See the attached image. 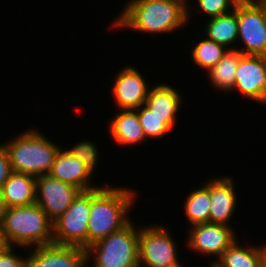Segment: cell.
<instances>
[{
  "label": "cell",
  "instance_id": "14",
  "mask_svg": "<svg viewBox=\"0 0 266 267\" xmlns=\"http://www.w3.org/2000/svg\"><path fill=\"white\" fill-rule=\"evenodd\" d=\"M232 176H221L209 180L210 214L209 222L229 225L236 211V190Z\"/></svg>",
  "mask_w": 266,
  "mask_h": 267
},
{
  "label": "cell",
  "instance_id": "24",
  "mask_svg": "<svg viewBox=\"0 0 266 267\" xmlns=\"http://www.w3.org/2000/svg\"><path fill=\"white\" fill-rule=\"evenodd\" d=\"M146 139L160 138L174 129L176 117H157L145 105L135 109Z\"/></svg>",
  "mask_w": 266,
  "mask_h": 267
},
{
  "label": "cell",
  "instance_id": "19",
  "mask_svg": "<svg viewBox=\"0 0 266 267\" xmlns=\"http://www.w3.org/2000/svg\"><path fill=\"white\" fill-rule=\"evenodd\" d=\"M182 100L179 91L162 83L149 89L144 105L157 117H176Z\"/></svg>",
  "mask_w": 266,
  "mask_h": 267
},
{
  "label": "cell",
  "instance_id": "30",
  "mask_svg": "<svg viewBox=\"0 0 266 267\" xmlns=\"http://www.w3.org/2000/svg\"><path fill=\"white\" fill-rule=\"evenodd\" d=\"M7 211V205L3 199L2 193L0 192V228L3 226L4 218Z\"/></svg>",
  "mask_w": 266,
  "mask_h": 267
},
{
  "label": "cell",
  "instance_id": "11",
  "mask_svg": "<svg viewBox=\"0 0 266 267\" xmlns=\"http://www.w3.org/2000/svg\"><path fill=\"white\" fill-rule=\"evenodd\" d=\"M233 89L266 104V56L240 54Z\"/></svg>",
  "mask_w": 266,
  "mask_h": 267
},
{
  "label": "cell",
  "instance_id": "5",
  "mask_svg": "<svg viewBox=\"0 0 266 267\" xmlns=\"http://www.w3.org/2000/svg\"><path fill=\"white\" fill-rule=\"evenodd\" d=\"M133 221L92 243L87 250L92 267H139V227ZM92 257V258H91Z\"/></svg>",
  "mask_w": 266,
  "mask_h": 267
},
{
  "label": "cell",
  "instance_id": "7",
  "mask_svg": "<svg viewBox=\"0 0 266 267\" xmlns=\"http://www.w3.org/2000/svg\"><path fill=\"white\" fill-rule=\"evenodd\" d=\"M177 245L166 227H139V267H181Z\"/></svg>",
  "mask_w": 266,
  "mask_h": 267
},
{
  "label": "cell",
  "instance_id": "29",
  "mask_svg": "<svg viewBox=\"0 0 266 267\" xmlns=\"http://www.w3.org/2000/svg\"><path fill=\"white\" fill-rule=\"evenodd\" d=\"M11 247V244L6 238V234L3 232L2 228H0V254L5 253Z\"/></svg>",
  "mask_w": 266,
  "mask_h": 267
},
{
  "label": "cell",
  "instance_id": "25",
  "mask_svg": "<svg viewBox=\"0 0 266 267\" xmlns=\"http://www.w3.org/2000/svg\"><path fill=\"white\" fill-rule=\"evenodd\" d=\"M71 155L80 159L93 173L96 169V164L99 161L98 149L96 145L91 141H82L75 145L71 149H66Z\"/></svg>",
  "mask_w": 266,
  "mask_h": 267
},
{
  "label": "cell",
  "instance_id": "32",
  "mask_svg": "<svg viewBox=\"0 0 266 267\" xmlns=\"http://www.w3.org/2000/svg\"><path fill=\"white\" fill-rule=\"evenodd\" d=\"M263 6H264V8H265V13H266V1L265 2H260Z\"/></svg>",
  "mask_w": 266,
  "mask_h": 267
},
{
  "label": "cell",
  "instance_id": "18",
  "mask_svg": "<svg viewBox=\"0 0 266 267\" xmlns=\"http://www.w3.org/2000/svg\"><path fill=\"white\" fill-rule=\"evenodd\" d=\"M213 263L218 267H265L266 245L244 247L236 240Z\"/></svg>",
  "mask_w": 266,
  "mask_h": 267
},
{
  "label": "cell",
  "instance_id": "9",
  "mask_svg": "<svg viewBox=\"0 0 266 267\" xmlns=\"http://www.w3.org/2000/svg\"><path fill=\"white\" fill-rule=\"evenodd\" d=\"M82 191L49 174L36 179V203L55 222Z\"/></svg>",
  "mask_w": 266,
  "mask_h": 267
},
{
  "label": "cell",
  "instance_id": "31",
  "mask_svg": "<svg viewBox=\"0 0 266 267\" xmlns=\"http://www.w3.org/2000/svg\"><path fill=\"white\" fill-rule=\"evenodd\" d=\"M179 1L183 2L185 5L188 4V6H189V3H187L188 0H179Z\"/></svg>",
  "mask_w": 266,
  "mask_h": 267
},
{
  "label": "cell",
  "instance_id": "6",
  "mask_svg": "<svg viewBox=\"0 0 266 267\" xmlns=\"http://www.w3.org/2000/svg\"><path fill=\"white\" fill-rule=\"evenodd\" d=\"M91 210V190L81 192L55 221L54 244L87 249V229Z\"/></svg>",
  "mask_w": 266,
  "mask_h": 267
},
{
  "label": "cell",
  "instance_id": "17",
  "mask_svg": "<svg viewBox=\"0 0 266 267\" xmlns=\"http://www.w3.org/2000/svg\"><path fill=\"white\" fill-rule=\"evenodd\" d=\"M36 179L37 177L30 174L13 172L1 192L7 207L36 203Z\"/></svg>",
  "mask_w": 266,
  "mask_h": 267
},
{
  "label": "cell",
  "instance_id": "22",
  "mask_svg": "<svg viewBox=\"0 0 266 267\" xmlns=\"http://www.w3.org/2000/svg\"><path fill=\"white\" fill-rule=\"evenodd\" d=\"M210 208L209 182L191 191L184 202L185 216L192 226L209 222Z\"/></svg>",
  "mask_w": 266,
  "mask_h": 267
},
{
  "label": "cell",
  "instance_id": "4",
  "mask_svg": "<svg viewBox=\"0 0 266 267\" xmlns=\"http://www.w3.org/2000/svg\"><path fill=\"white\" fill-rule=\"evenodd\" d=\"M3 145L8 152L13 172L35 177L49 173L62 148L35 129H28Z\"/></svg>",
  "mask_w": 266,
  "mask_h": 267
},
{
  "label": "cell",
  "instance_id": "34",
  "mask_svg": "<svg viewBox=\"0 0 266 267\" xmlns=\"http://www.w3.org/2000/svg\"><path fill=\"white\" fill-rule=\"evenodd\" d=\"M253 1H256V2H265L266 0H253Z\"/></svg>",
  "mask_w": 266,
  "mask_h": 267
},
{
  "label": "cell",
  "instance_id": "16",
  "mask_svg": "<svg viewBox=\"0 0 266 267\" xmlns=\"http://www.w3.org/2000/svg\"><path fill=\"white\" fill-rule=\"evenodd\" d=\"M110 120L108 130L111 138L121 146H134L145 142L146 137L136 110H119Z\"/></svg>",
  "mask_w": 266,
  "mask_h": 267
},
{
  "label": "cell",
  "instance_id": "21",
  "mask_svg": "<svg viewBox=\"0 0 266 267\" xmlns=\"http://www.w3.org/2000/svg\"><path fill=\"white\" fill-rule=\"evenodd\" d=\"M240 54L237 47L228 49L221 60L208 71L211 85H214L217 90L234 91L233 86Z\"/></svg>",
  "mask_w": 266,
  "mask_h": 267
},
{
  "label": "cell",
  "instance_id": "2",
  "mask_svg": "<svg viewBox=\"0 0 266 267\" xmlns=\"http://www.w3.org/2000/svg\"><path fill=\"white\" fill-rule=\"evenodd\" d=\"M134 190L101 186L91 190V210L87 229V248L94 242L125 227L135 201Z\"/></svg>",
  "mask_w": 266,
  "mask_h": 267
},
{
  "label": "cell",
  "instance_id": "27",
  "mask_svg": "<svg viewBox=\"0 0 266 267\" xmlns=\"http://www.w3.org/2000/svg\"><path fill=\"white\" fill-rule=\"evenodd\" d=\"M14 248L12 246L5 253L0 254V267H27V258L16 255Z\"/></svg>",
  "mask_w": 266,
  "mask_h": 267
},
{
  "label": "cell",
  "instance_id": "23",
  "mask_svg": "<svg viewBox=\"0 0 266 267\" xmlns=\"http://www.w3.org/2000/svg\"><path fill=\"white\" fill-rule=\"evenodd\" d=\"M228 49L215 41L204 39L191 48V58L201 69L209 71L215 66Z\"/></svg>",
  "mask_w": 266,
  "mask_h": 267
},
{
  "label": "cell",
  "instance_id": "1",
  "mask_svg": "<svg viewBox=\"0 0 266 267\" xmlns=\"http://www.w3.org/2000/svg\"><path fill=\"white\" fill-rule=\"evenodd\" d=\"M128 2L115 22H112L113 28H128L146 34H164L179 30L189 21L191 7L179 0Z\"/></svg>",
  "mask_w": 266,
  "mask_h": 267
},
{
  "label": "cell",
  "instance_id": "12",
  "mask_svg": "<svg viewBox=\"0 0 266 267\" xmlns=\"http://www.w3.org/2000/svg\"><path fill=\"white\" fill-rule=\"evenodd\" d=\"M114 76L112 94L119 110H135L143 106L150 87L140 71L136 67L125 66Z\"/></svg>",
  "mask_w": 266,
  "mask_h": 267
},
{
  "label": "cell",
  "instance_id": "3",
  "mask_svg": "<svg viewBox=\"0 0 266 267\" xmlns=\"http://www.w3.org/2000/svg\"><path fill=\"white\" fill-rule=\"evenodd\" d=\"M2 230L11 246L32 249L54 244L53 221L37 203L7 207Z\"/></svg>",
  "mask_w": 266,
  "mask_h": 267
},
{
  "label": "cell",
  "instance_id": "8",
  "mask_svg": "<svg viewBox=\"0 0 266 267\" xmlns=\"http://www.w3.org/2000/svg\"><path fill=\"white\" fill-rule=\"evenodd\" d=\"M238 39L244 42L243 55L266 56V13L260 2L240 0L237 3ZM240 37V38H239Z\"/></svg>",
  "mask_w": 266,
  "mask_h": 267
},
{
  "label": "cell",
  "instance_id": "33",
  "mask_svg": "<svg viewBox=\"0 0 266 267\" xmlns=\"http://www.w3.org/2000/svg\"><path fill=\"white\" fill-rule=\"evenodd\" d=\"M211 265H209L210 267H218L215 263H213L212 261H211Z\"/></svg>",
  "mask_w": 266,
  "mask_h": 267
},
{
  "label": "cell",
  "instance_id": "26",
  "mask_svg": "<svg viewBox=\"0 0 266 267\" xmlns=\"http://www.w3.org/2000/svg\"><path fill=\"white\" fill-rule=\"evenodd\" d=\"M240 0H197L196 4L201 12L211 18L227 14L235 9Z\"/></svg>",
  "mask_w": 266,
  "mask_h": 267
},
{
  "label": "cell",
  "instance_id": "13",
  "mask_svg": "<svg viewBox=\"0 0 266 267\" xmlns=\"http://www.w3.org/2000/svg\"><path fill=\"white\" fill-rule=\"evenodd\" d=\"M27 267H87V250L75 246L47 245L33 247Z\"/></svg>",
  "mask_w": 266,
  "mask_h": 267
},
{
  "label": "cell",
  "instance_id": "20",
  "mask_svg": "<svg viewBox=\"0 0 266 267\" xmlns=\"http://www.w3.org/2000/svg\"><path fill=\"white\" fill-rule=\"evenodd\" d=\"M203 27L205 28L203 34L207 39L222 44L227 49H235L236 47L232 46L238 40L237 4L233 11L209 19ZM230 45L232 46L230 47Z\"/></svg>",
  "mask_w": 266,
  "mask_h": 267
},
{
  "label": "cell",
  "instance_id": "15",
  "mask_svg": "<svg viewBox=\"0 0 266 267\" xmlns=\"http://www.w3.org/2000/svg\"><path fill=\"white\" fill-rule=\"evenodd\" d=\"M48 174L64 183L75 186L82 192L98 188L91 184V176L94 177V173L80 159L63 148L57 153Z\"/></svg>",
  "mask_w": 266,
  "mask_h": 267
},
{
  "label": "cell",
  "instance_id": "10",
  "mask_svg": "<svg viewBox=\"0 0 266 267\" xmlns=\"http://www.w3.org/2000/svg\"><path fill=\"white\" fill-rule=\"evenodd\" d=\"M188 231L186 246L190 251L217 259L237 240L233 228L225 224L206 222L193 225Z\"/></svg>",
  "mask_w": 266,
  "mask_h": 267
},
{
  "label": "cell",
  "instance_id": "28",
  "mask_svg": "<svg viewBox=\"0 0 266 267\" xmlns=\"http://www.w3.org/2000/svg\"><path fill=\"white\" fill-rule=\"evenodd\" d=\"M12 173L8 152L4 145L0 144V192H2L4 184Z\"/></svg>",
  "mask_w": 266,
  "mask_h": 267
}]
</instances>
